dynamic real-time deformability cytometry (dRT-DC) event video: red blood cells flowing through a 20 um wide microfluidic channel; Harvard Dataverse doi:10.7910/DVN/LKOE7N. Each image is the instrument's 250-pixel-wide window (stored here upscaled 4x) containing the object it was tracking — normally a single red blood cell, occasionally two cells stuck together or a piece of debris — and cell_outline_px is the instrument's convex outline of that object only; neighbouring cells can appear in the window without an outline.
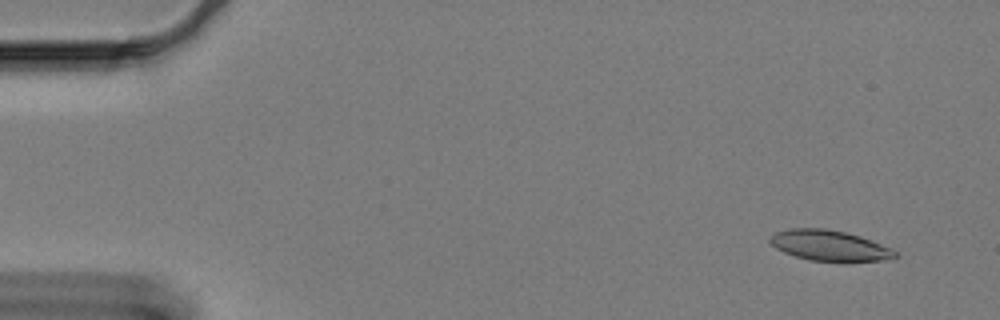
{"species": "Egyptian fruit bat (a non-hibernating species)", "species_latin": "Rousettus aegyptiacus", "temperature_condition": "cold", "stored_images_in_passage": 17, "camera_frame_rate_fps": 3000, "um_per_image_px": 0.085, "animal": {"sex": "female"}, "frame": {"image": 1, "passage_image": 4, "time_ms": 1.0, "image_size_px": [1000, 320], "cell_outline_px": [[900, 256], [880, 260], [808, 260], [784, 252], [776, 248], [768, 240], [776, 232], [792, 228], [824, 228], [844, 232], [880, 244], [896, 252]], "centroid_in_image_um": [70.43, 20.85], "position_along_channel_um": 14.6, "area_um2": 21.39}}
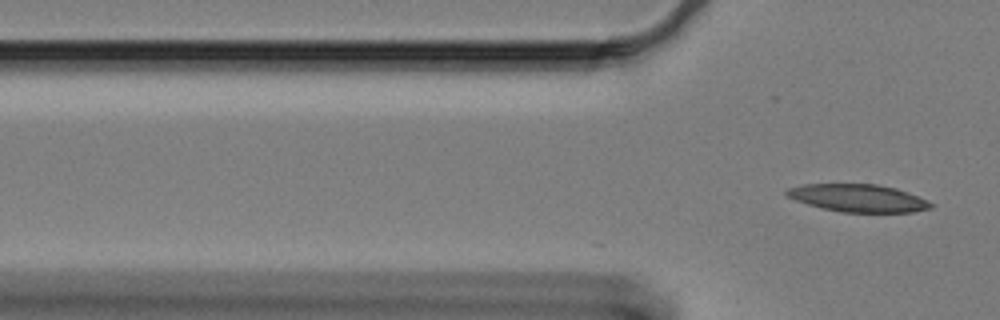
{"frame": {"image": 2, "passage_image": 17, "time_ms": 5.333, "image_size_px": [1000, 320], "cell_outline_px": [[932, 208], [912, 212], [840, 212], [808, 204], [796, 200], [788, 196], [784, 192], [788, 188], [804, 184], [876, 184], [896, 188], [916, 196], [932, 204]], "centroid_in_image_um": [72.91, 16.83], "position_along_channel_um": 52.9, "area_um2": 22.83}}